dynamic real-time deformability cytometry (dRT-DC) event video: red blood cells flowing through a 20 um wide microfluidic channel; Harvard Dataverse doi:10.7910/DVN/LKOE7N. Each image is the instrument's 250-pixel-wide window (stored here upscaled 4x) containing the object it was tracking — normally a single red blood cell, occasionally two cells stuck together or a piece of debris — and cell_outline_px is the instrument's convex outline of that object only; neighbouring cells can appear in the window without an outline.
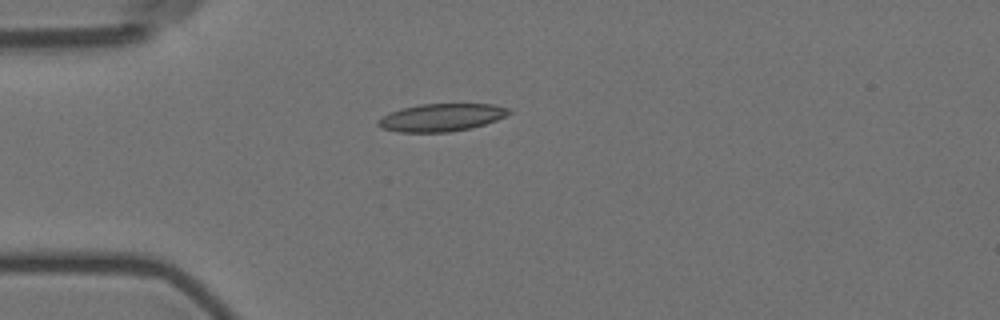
{"species": "Egyptian fruit bat (a non-hibernating species)", "species_latin": "Rousettus aegyptiacus", "temperature_condition": "room temperature", "stored_images_in_passage": 10, "camera_frame_rate_fps": 3000, "um_per_image_px": 0.085, "animal": {"sex": "female"}, "frame": {"image": 1, "passage_image": 4, "time_ms": 4.333, "image_size_px": [1000, 320], "cell_outline_px": [[512, 112], [496, 120], [472, 128], [448, 132], [396, 132], [380, 128], [376, 124], [376, 120], [388, 112], [400, 108], [420, 104], [496, 104], [512, 108]], "centroid_in_image_um": [37.48, 9.98], "position_along_channel_um": 47.5, "area_um2": 21.44}}
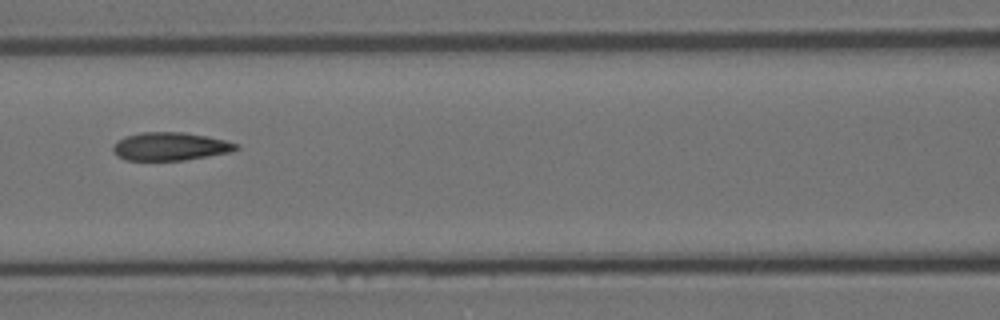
{"frame": {"image": 2, "passage_image": 7, "time_ms": 7.667, "image_size_px": [1000, 320], "cell_outline_px": [[240, 148], [232, 152], [184, 160], [124, 160], [116, 156], [112, 148], [112, 144], [124, 136], [140, 132], [184, 132], [208, 136], [240, 144]], "centroid_in_image_um": [14.46, 12.44], "position_along_channel_um": 152.1, "area_um2": 20.46}}
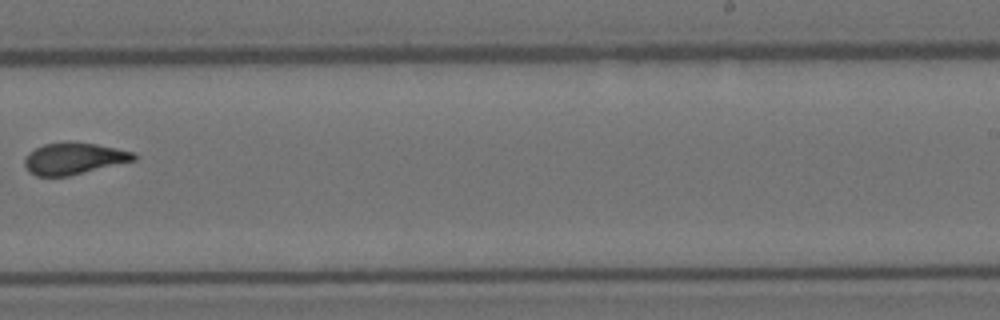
{"frame": {"image": 3, "passage_image": 10, "time_ms": 11.333, "image_size_px": [1000, 320], "cell_outline_px": [[136, 160], [68, 176], [36, 176], [28, 172], [24, 164], [24, 160], [28, 152], [44, 144], [68, 140], [72, 140], [96, 144], [136, 152]], "centroid_in_image_um": [6.26, 13.45], "position_along_channel_um": 282.7, "area_um2": 20.46}}